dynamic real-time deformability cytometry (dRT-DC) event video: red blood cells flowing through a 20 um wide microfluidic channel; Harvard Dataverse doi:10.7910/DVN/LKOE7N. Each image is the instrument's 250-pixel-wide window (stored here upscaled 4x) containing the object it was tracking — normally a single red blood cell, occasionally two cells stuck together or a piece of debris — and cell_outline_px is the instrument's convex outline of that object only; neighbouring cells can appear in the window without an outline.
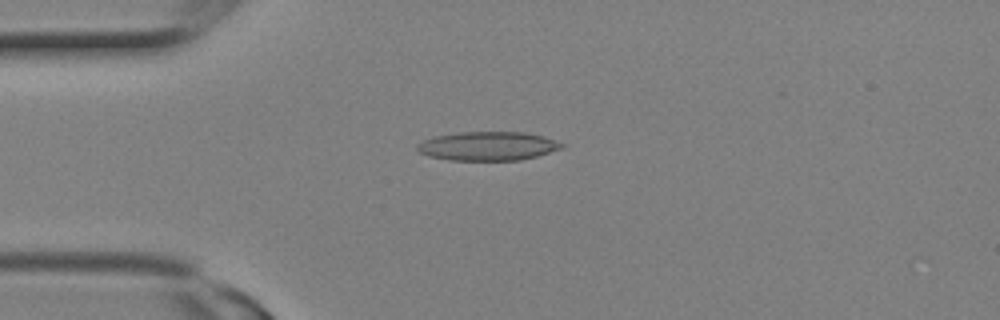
{"species": "Egyptian fruit bat (a non-hibernating species)", "species_latin": "Rousettus aegyptiacus", "temperature_condition": "room temperature", "stored_images_in_passage": 2, "camera_frame_rate_fps": 3000, "um_per_image_px": 0.085, "animal": {"sex": "female"}, "frame": {"image": 1, "passage_image": 1, "time_ms": 0.0, "image_size_px": [1000, 320], "cell_outline_px": [[564, 148], [536, 156], [520, 160], [448, 160], [428, 156], [420, 152], [416, 148], [416, 144], [432, 136], [460, 132], [524, 132], [544, 136], [564, 144]], "centroid_in_image_um": [41.45, 12.41], "position_along_channel_um": 43.6, "area_um2": 24.39}}